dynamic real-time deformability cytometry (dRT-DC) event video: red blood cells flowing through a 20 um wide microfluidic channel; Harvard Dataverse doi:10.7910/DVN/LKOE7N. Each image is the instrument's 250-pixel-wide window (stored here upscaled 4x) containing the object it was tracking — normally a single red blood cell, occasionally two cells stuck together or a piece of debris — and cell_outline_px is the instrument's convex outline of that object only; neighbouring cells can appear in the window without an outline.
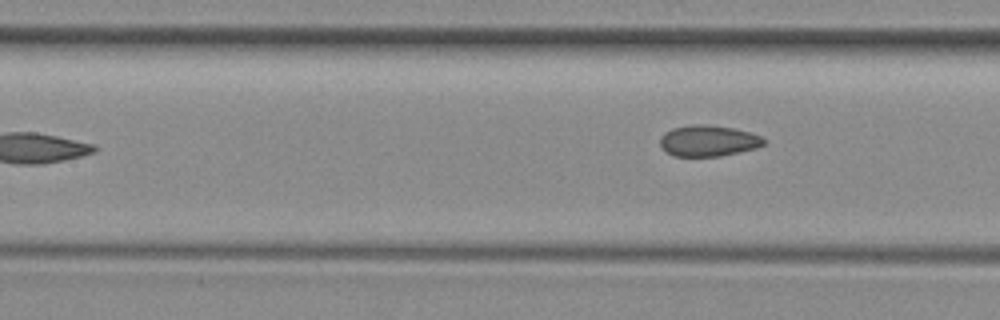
{"species": "common noctule bat (a hibernating species)", "species_latin": "Nyctalus noctula", "temperature_condition": "room temperature", "stored_images_in_passage": 7, "camera_frame_rate_fps": 3000, "um_per_image_px": 0.085, "animal": {"sex": "female", "body_mass_g": 29.2, "forearm_length_mm": 56.3}, "frame": {"image": 1, "passage_image": 7, "time_ms": 8.0, "image_size_px": [1000, 320], "cell_outline_px": [[764, 144], [756, 148], [720, 156], [672, 156], [660, 144], [660, 136], [664, 132], [672, 128], [692, 124], [708, 124], [732, 128], [764, 136]], "centroid_in_image_um": [60.19, 11.95], "position_along_channel_um": 147.2, "area_um2": 18.79}}